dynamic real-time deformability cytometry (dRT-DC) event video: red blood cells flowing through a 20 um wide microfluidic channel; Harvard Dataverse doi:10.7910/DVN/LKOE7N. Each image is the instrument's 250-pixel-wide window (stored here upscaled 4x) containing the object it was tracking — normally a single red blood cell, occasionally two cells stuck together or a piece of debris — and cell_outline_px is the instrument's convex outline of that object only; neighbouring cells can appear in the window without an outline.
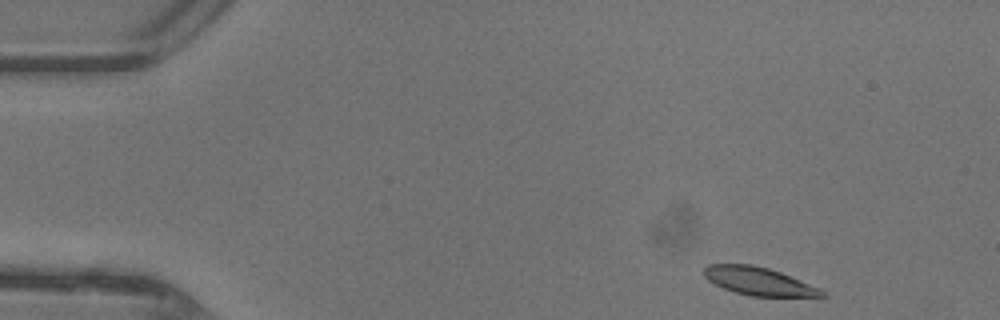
{"species": "common noctule bat (a hibernating species)", "species_latin": "Nyctalus noctula", "temperature_condition": "warm", "stored_images_in_passage": 43, "camera_frame_rate_fps": 3000, "um_per_image_px": 0.085, "animal": {"sex": "female"}, "frame": {"image": 1, "passage_image": 1, "time_ms": 0.0, "image_size_px": [1000, 320], "cell_outline_px": [[828, 296], [752, 296], [736, 292], [724, 288], [708, 280], [704, 276], [704, 268], [708, 264], [752, 264], [768, 268], [780, 272], [820, 288]], "centroid_in_image_um": [64.48, 23.89], "position_along_channel_um": 20.5, "area_um2": 18.96}}
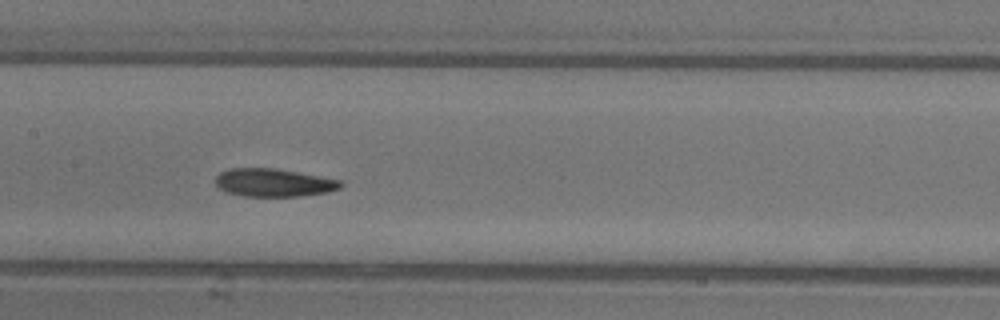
{"frame": {"image": 2, "passage_image": 19, "time_ms": 6.0, "image_size_px": [1000, 320], "cell_outline_px": [[344, 184], [340, 188], [328, 192], [300, 196], [244, 196], [228, 192], [220, 188], [216, 184], [216, 176], [220, 172], [228, 168], [276, 168], [344, 180]], "centroid_in_image_um": [23.31, 15.51], "position_along_channel_um": 184.1, "area_um2": 20.58}}
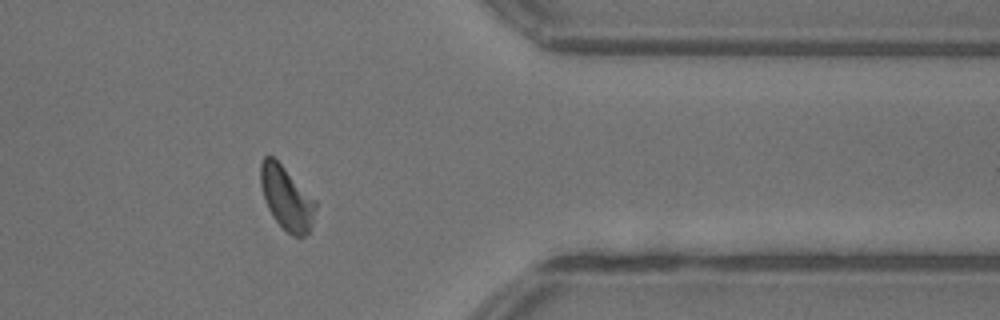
{"frame": {"image": 3, "passage_image": 34, "time_ms": 11.0, "image_size_px": [1000, 320], "cell_outline_px": [[316, 208], [312, 224], [308, 232], [304, 236], [292, 236], [272, 216], [264, 200], [260, 184], [260, 164], [264, 156], [272, 156], [316, 200]], "centroid_in_image_um": [24.34, 16.84], "position_along_channel_um": 387.1, "area_um2": 20.06}, "authors_computed_cell_mechanics": {"area_um2": 20.3456, "velocity_mm_per_s": 4.385, "shape_relaxation_time_tau1_ms": 3.5941, "shape_relaxation_time_tau2_ms": 3.8541, "deformation_change_tau1": 0.1492, "deformation_change_tau2": 0.1095}}